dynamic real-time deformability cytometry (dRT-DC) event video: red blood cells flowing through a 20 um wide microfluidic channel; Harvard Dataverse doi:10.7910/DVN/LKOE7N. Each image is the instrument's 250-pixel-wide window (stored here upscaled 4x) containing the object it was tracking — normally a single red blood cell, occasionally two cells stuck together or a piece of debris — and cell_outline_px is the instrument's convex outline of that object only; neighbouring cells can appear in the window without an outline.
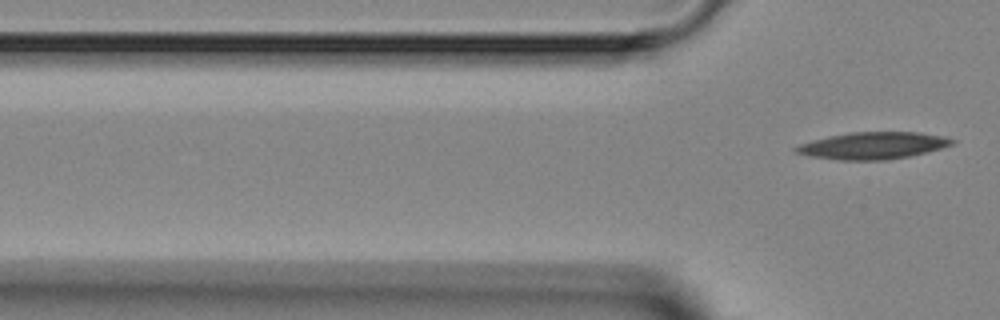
{"species": "Egyptian fruit bat (a non-hibernating species)", "species_latin": "Rousettus aegyptiacus", "temperature_condition": "room temperature", "stored_images_in_passage": 4, "camera_frame_rate_fps": 3000, "um_per_image_px": 0.085, "animal": {"sex": "female"}, "frame": {"image": 1, "passage_image": 4, "time_ms": 6.667, "image_size_px": [1000, 320], "cell_outline_px": [[956, 140], [952, 144], [928, 152], [888, 160], [840, 160], [812, 156], [796, 152], [792, 148], [800, 144], [812, 140], [828, 136], [852, 132], [920, 132], [944, 136]], "centroid_in_image_um": [74.21, 12.37], "position_along_channel_um": 51.6, "area_um2": 24.45}}